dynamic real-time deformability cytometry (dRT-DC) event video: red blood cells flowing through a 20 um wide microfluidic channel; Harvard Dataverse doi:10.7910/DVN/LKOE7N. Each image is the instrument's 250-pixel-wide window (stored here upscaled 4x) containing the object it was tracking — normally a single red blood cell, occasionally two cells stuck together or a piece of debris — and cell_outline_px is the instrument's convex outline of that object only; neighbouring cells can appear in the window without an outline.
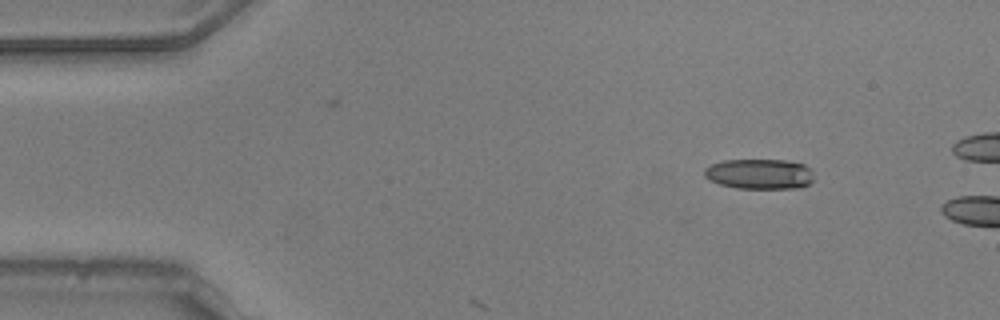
{"species": "common noctule bat (a hibernating species)", "species_latin": "Nyctalus noctula", "temperature_condition": "warm", "stored_images_in_passage": 5, "camera_frame_rate_fps": 3000, "um_per_image_px": 0.085, "animal": {"sex": "male", "body_mass_g": 20.5, "forearm_length_mm": 52.5}, "frame": {"image": 1, "passage_image": 1, "time_ms": 0.0, "image_size_px": [1000, 320], "cell_outline_px": [[812, 180], [808, 184], [800, 188], [736, 188], [720, 184], [708, 180], [704, 176], [704, 168], [712, 164], [724, 160], [784, 160], [804, 164], [808, 168]], "centroid_in_image_um": [64.5, 14.79], "position_along_channel_um": 20.5, "area_um2": 19.13}}